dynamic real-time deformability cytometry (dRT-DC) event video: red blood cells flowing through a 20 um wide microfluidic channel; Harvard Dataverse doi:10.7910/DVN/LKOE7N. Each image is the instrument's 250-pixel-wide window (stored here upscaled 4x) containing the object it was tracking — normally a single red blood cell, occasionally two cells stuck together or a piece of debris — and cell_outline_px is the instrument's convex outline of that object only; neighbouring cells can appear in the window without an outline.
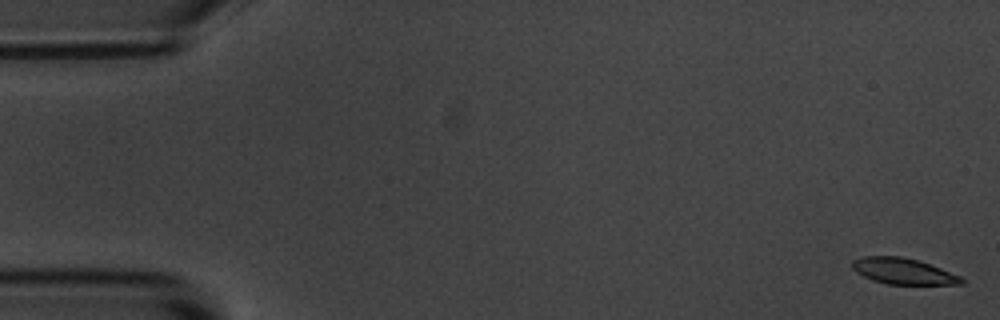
{"species": "common noctule bat (a hibernating species)", "species_latin": "Nyctalus noctula", "temperature_condition": "room temperature", "stored_images_in_passage": 55, "camera_frame_rate_fps": 3000, "um_per_image_px": 0.085, "animal": {"sex": "male", "body_mass_g": 20.1, "forearm_length_mm": 53.5}, "frame": {"image": 1, "passage_image": 1, "time_ms": 0.0, "image_size_px": [1000, 320], "cell_outline_px": [[964, 284], [888, 284], [872, 280], [856, 272], [852, 268], [852, 260], [860, 256], [900, 256], [916, 260], [940, 268], [960, 276], [964, 280]], "centroid_in_image_um": [76.73, 23.05], "position_along_channel_um": 8.3, "area_um2": 16.42}}
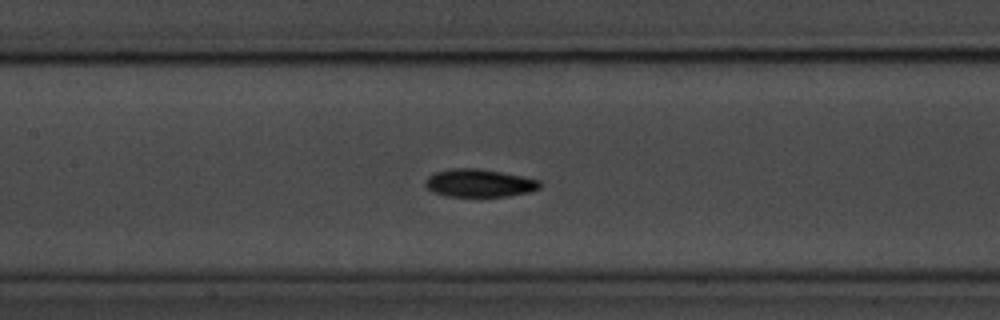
{"frame": {"image": 2, "passage_image": 25, "time_ms": 8.0, "image_size_px": [1000, 320], "cell_outline_px": [[540, 188], [528, 192], [508, 196], [444, 196], [432, 192], [424, 184], [424, 180], [432, 172], [452, 168], [480, 168], [540, 180]], "centroid_in_image_um": [40.67, 15.55], "position_along_channel_um": 166.7, "area_um2": 18.67}}
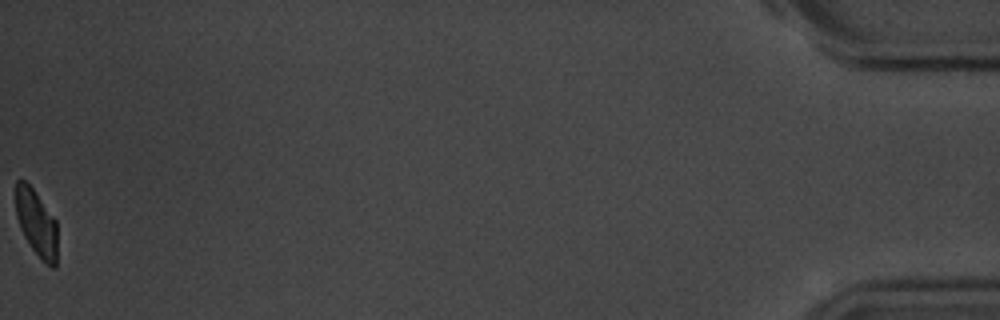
{"frame": {"image": 3, "passage_image": 55, "time_ms": 18.0, "image_size_px": [1000, 320], "cell_outline_px": [[56, 268], [52, 268], [40, 260], [24, 236], [20, 228], [16, 216], [16, 180], [24, 180], [32, 188], [56, 220]], "centroid_in_image_um": [3.09, 18.99], "position_along_channel_um": 432.1, "area_um2": 16.01}, "authors_computed_cell_mechanics": {"area_um2": 17.9758, "velocity_mm_per_s": 3.6646, "shape_relaxation_time_tau1_ms": 2.196, "shape_relaxation_time_tau2_ms": 4.7948, "deformation_change_tau1": 0.1136, "deformation_change_tau2": 0.0791}}